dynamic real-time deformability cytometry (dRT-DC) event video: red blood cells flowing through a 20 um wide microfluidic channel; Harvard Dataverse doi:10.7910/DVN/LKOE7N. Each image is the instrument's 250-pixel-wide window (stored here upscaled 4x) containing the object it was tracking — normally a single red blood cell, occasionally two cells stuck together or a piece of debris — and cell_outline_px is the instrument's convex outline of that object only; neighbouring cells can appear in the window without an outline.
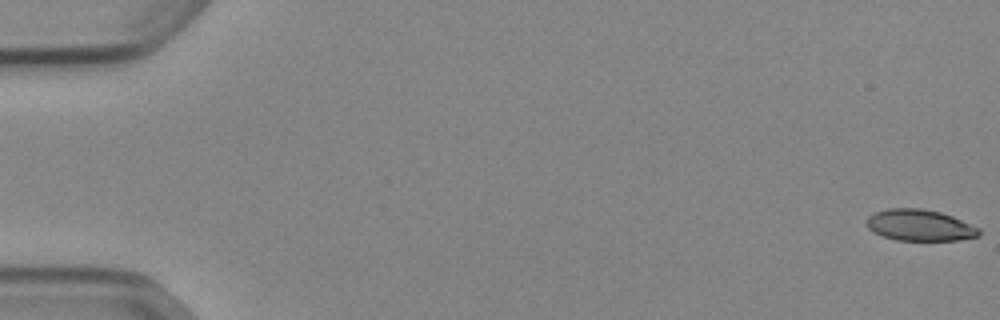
{"species": "Egyptian fruit bat (a non-hibernating species)", "species_latin": "Rousettus aegyptiacus", "temperature_condition": "cold", "stored_images_in_passage": 53, "camera_frame_rate_fps": 3000, "um_per_image_px": 0.085, "animal": {"sex": "female"}, "frame": {"image": 1, "passage_image": 1, "time_ms": 0.0, "image_size_px": [1000, 320], "cell_outline_px": [[980, 236], [956, 240], [896, 240], [872, 232], [868, 228], [864, 220], [868, 216], [876, 212], [888, 208], [920, 208], [940, 212], [952, 216], [980, 228]], "centroid_in_image_um": [78.15, 19.14], "position_along_channel_um": 6.8, "area_um2": 20.58}}
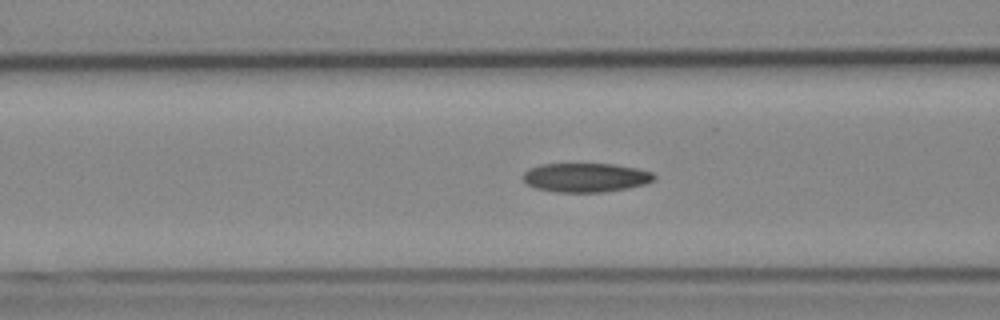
{"frame": {"image": 2, "passage_image": 22, "time_ms": 7.0, "image_size_px": [1000, 320], "cell_outline_px": [[656, 180], [644, 184], [624, 188], [600, 192], [556, 192], [536, 188], [524, 184], [520, 176], [528, 168], [540, 164], [612, 164], [636, 168], [652, 172], [656, 176]], "centroid_in_image_um": [49.71, 15.08], "position_along_channel_um": 116.9, "area_um2": 22.31}}
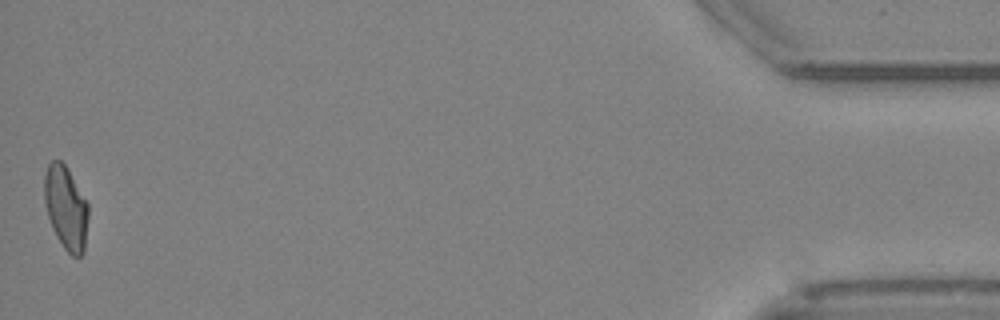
{"frame": {"image": 3, "passage_image": 53, "time_ms": 17.333, "image_size_px": [1000, 320], "cell_outline_px": [[88, 216], [84, 252], [80, 256], [72, 256], [64, 248], [56, 236], [52, 228], [48, 216], [44, 200], [44, 176], [48, 164], [52, 160], [60, 160], [68, 168], [88, 204]], "centroid_in_image_um": [5.6, 17.65], "position_along_channel_um": 429.6, "area_um2": 21.39}, "authors_computed_cell_mechanics": {"area_um2": 21.675, "velocity_mm_per_s": 3.8886, "shape_relaxation_time_tau1_ms": null, "shape_relaxation_time_tau2_ms": 3.1876, "deformation_change_tau1": null, "deformation_change_tau2": 0.1027}}